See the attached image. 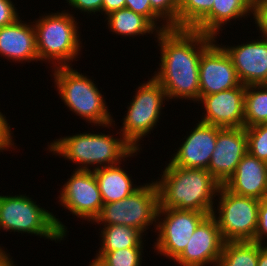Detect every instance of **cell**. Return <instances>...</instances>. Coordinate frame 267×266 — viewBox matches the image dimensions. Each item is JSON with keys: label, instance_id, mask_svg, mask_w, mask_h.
<instances>
[{"label": "cell", "instance_id": "f1b7e54d", "mask_svg": "<svg viewBox=\"0 0 267 266\" xmlns=\"http://www.w3.org/2000/svg\"><path fill=\"white\" fill-rule=\"evenodd\" d=\"M125 8L146 17L159 31L171 28L152 8L150 0H125ZM162 22V23H161Z\"/></svg>", "mask_w": 267, "mask_h": 266}, {"label": "cell", "instance_id": "7402d4cb", "mask_svg": "<svg viewBox=\"0 0 267 266\" xmlns=\"http://www.w3.org/2000/svg\"><path fill=\"white\" fill-rule=\"evenodd\" d=\"M104 21L107 23L109 32L125 38L152 34L156 37L159 33V30L146 17L127 8L111 12L105 16Z\"/></svg>", "mask_w": 267, "mask_h": 266}, {"label": "cell", "instance_id": "ab89813d", "mask_svg": "<svg viewBox=\"0 0 267 266\" xmlns=\"http://www.w3.org/2000/svg\"><path fill=\"white\" fill-rule=\"evenodd\" d=\"M89 263L90 264L88 266H104L100 261L95 258L92 261L90 260Z\"/></svg>", "mask_w": 267, "mask_h": 266}, {"label": "cell", "instance_id": "d590c367", "mask_svg": "<svg viewBox=\"0 0 267 266\" xmlns=\"http://www.w3.org/2000/svg\"><path fill=\"white\" fill-rule=\"evenodd\" d=\"M125 0H103L102 3V15L107 16L113 11L125 8Z\"/></svg>", "mask_w": 267, "mask_h": 266}, {"label": "cell", "instance_id": "d6986e66", "mask_svg": "<svg viewBox=\"0 0 267 266\" xmlns=\"http://www.w3.org/2000/svg\"><path fill=\"white\" fill-rule=\"evenodd\" d=\"M223 186L234 194L262 200L267 196V163L247 152Z\"/></svg>", "mask_w": 267, "mask_h": 266}, {"label": "cell", "instance_id": "8992f818", "mask_svg": "<svg viewBox=\"0 0 267 266\" xmlns=\"http://www.w3.org/2000/svg\"><path fill=\"white\" fill-rule=\"evenodd\" d=\"M56 215L37 204L29 194L0 195V231L30 234L61 243L69 231Z\"/></svg>", "mask_w": 267, "mask_h": 266}, {"label": "cell", "instance_id": "d6a6232c", "mask_svg": "<svg viewBox=\"0 0 267 266\" xmlns=\"http://www.w3.org/2000/svg\"><path fill=\"white\" fill-rule=\"evenodd\" d=\"M267 196L260 200L255 242L267 244Z\"/></svg>", "mask_w": 267, "mask_h": 266}, {"label": "cell", "instance_id": "1f68e13d", "mask_svg": "<svg viewBox=\"0 0 267 266\" xmlns=\"http://www.w3.org/2000/svg\"><path fill=\"white\" fill-rule=\"evenodd\" d=\"M71 10H76L80 12V14L84 13V15L89 14L91 18L93 14H97L99 12L102 14V3L103 0H65ZM86 13V14H85Z\"/></svg>", "mask_w": 267, "mask_h": 266}, {"label": "cell", "instance_id": "ac0fdd59", "mask_svg": "<svg viewBox=\"0 0 267 266\" xmlns=\"http://www.w3.org/2000/svg\"><path fill=\"white\" fill-rule=\"evenodd\" d=\"M18 18L10 25L0 28V57L14 63L38 62L36 32L33 22Z\"/></svg>", "mask_w": 267, "mask_h": 266}, {"label": "cell", "instance_id": "e0dca14e", "mask_svg": "<svg viewBox=\"0 0 267 266\" xmlns=\"http://www.w3.org/2000/svg\"><path fill=\"white\" fill-rule=\"evenodd\" d=\"M197 121L194 128L191 127L192 130L189 133L186 132L187 136L183 137L180 147L178 145L176 152L172 154L173 156L171 155L169 162L172 165L184 168L208 169L215 149L218 127Z\"/></svg>", "mask_w": 267, "mask_h": 266}, {"label": "cell", "instance_id": "2e32d148", "mask_svg": "<svg viewBox=\"0 0 267 266\" xmlns=\"http://www.w3.org/2000/svg\"><path fill=\"white\" fill-rule=\"evenodd\" d=\"M248 152L245 127H218L215 149L207 171L223 185L234 173L242 157Z\"/></svg>", "mask_w": 267, "mask_h": 266}, {"label": "cell", "instance_id": "30bf717a", "mask_svg": "<svg viewBox=\"0 0 267 266\" xmlns=\"http://www.w3.org/2000/svg\"><path fill=\"white\" fill-rule=\"evenodd\" d=\"M209 214L194 210L159 209L154 252L174 261L185 249L198 225ZM162 217V218H161Z\"/></svg>", "mask_w": 267, "mask_h": 266}, {"label": "cell", "instance_id": "4fadbf2b", "mask_svg": "<svg viewBox=\"0 0 267 266\" xmlns=\"http://www.w3.org/2000/svg\"><path fill=\"white\" fill-rule=\"evenodd\" d=\"M224 243L216 219L208 215L198 225L185 249L173 262L178 266H216Z\"/></svg>", "mask_w": 267, "mask_h": 266}, {"label": "cell", "instance_id": "6da1fadb", "mask_svg": "<svg viewBox=\"0 0 267 266\" xmlns=\"http://www.w3.org/2000/svg\"><path fill=\"white\" fill-rule=\"evenodd\" d=\"M157 40H156V39ZM154 38L160 50L159 67L152 74L166 92L168 102L199 101V63L216 40L194 29L168 28Z\"/></svg>", "mask_w": 267, "mask_h": 266}, {"label": "cell", "instance_id": "f35d334b", "mask_svg": "<svg viewBox=\"0 0 267 266\" xmlns=\"http://www.w3.org/2000/svg\"><path fill=\"white\" fill-rule=\"evenodd\" d=\"M267 0H251V9L254 12L260 6H266Z\"/></svg>", "mask_w": 267, "mask_h": 266}, {"label": "cell", "instance_id": "d4e9b609", "mask_svg": "<svg viewBox=\"0 0 267 266\" xmlns=\"http://www.w3.org/2000/svg\"><path fill=\"white\" fill-rule=\"evenodd\" d=\"M267 123V84L248 85L245 92L244 127Z\"/></svg>", "mask_w": 267, "mask_h": 266}, {"label": "cell", "instance_id": "cb8c5ba5", "mask_svg": "<svg viewBox=\"0 0 267 266\" xmlns=\"http://www.w3.org/2000/svg\"><path fill=\"white\" fill-rule=\"evenodd\" d=\"M258 259V242H225L216 266H257Z\"/></svg>", "mask_w": 267, "mask_h": 266}, {"label": "cell", "instance_id": "83f0119b", "mask_svg": "<svg viewBox=\"0 0 267 266\" xmlns=\"http://www.w3.org/2000/svg\"><path fill=\"white\" fill-rule=\"evenodd\" d=\"M248 153L267 163V123L245 127Z\"/></svg>", "mask_w": 267, "mask_h": 266}, {"label": "cell", "instance_id": "277c9868", "mask_svg": "<svg viewBox=\"0 0 267 266\" xmlns=\"http://www.w3.org/2000/svg\"><path fill=\"white\" fill-rule=\"evenodd\" d=\"M51 70L50 76L54 78L53 86L64 105L72 111L71 114L75 113L89 125L91 124L92 128L95 126L112 130L111 128L116 125L113 114L110 113L106 99L93 77H89L86 73L82 74L73 66L56 67Z\"/></svg>", "mask_w": 267, "mask_h": 266}, {"label": "cell", "instance_id": "5b68a950", "mask_svg": "<svg viewBox=\"0 0 267 266\" xmlns=\"http://www.w3.org/2000/svg\"><path fill=\"white\" fill-rule=\"evenodd\" d=\"M58 11L43 12L33 20L39 61L52 64V69L72 66V62L79 58L81 49H84L80 37L82 32L79 30L81 27L78 25L80 22L69 9Z\"/></svg>", "mask_w": 267, "mask_h": 266}, {"label": "cell", "instance_id": "836d02e7", "mask_svg": "<svg viewBox=\"0 0 267 266\" xmlns=\"http://www.w3.org/2000/svg\"><path fill=\"white\" fill-rule=\"evenodd\" d=\"M12 0H0V28L15 22L21 13Z\"/></svg>", "mask_w": 267, "mask_h": 266}, {"label": "cell", "instance_id": "603a6c76", "mask_svg": "<svg viewBox=\"0 0 267 266\" xmlns=\"http://www.w3.org/2000/svg\"><path fill=\"white\" fill-rule=\"evenodd\" d=\"M101 228V229H100ZM99 237L102 242L97 252H109L123 248H144L146 239L144 234L130 226L109 225L100 226ZM145 239V240H144Z\"/></svg>", "mask_w": 267, "mask_h": 266}, {"label": "cell", "instance_id": "7a4b0ae2", "mask_svg": "<svg viewBox=\"0 0 267 266\" xmlns=\"http://www.w3.org/2000/svg\"><path fill=\"white\" fill-rule=\"evenodd\" d=\"M166 163L160 177L154 179L159 190V209L194 210L212 215L219 182L205 169Z\"/></svg>", "mask_w": 267, "mask_h": 266}, {"label": "cell", "instance_id": "74e56055", "mask_svg": "<svg viewBox=\"0 0 267 266\" xmlns=\"http://www.w3.org/2000/svg\"><path fill=\"white\" fill-rule=\"evenodd\" d=\"M257 266H267V244H259V259Z\"/></svg>", "mask_w": 267, "mask_h": 266}, {"label": "cell", "instance_id": "9c48e42d", "mask_svg": "<svg viewBox=\"0 0 267 266\" xmlns=\"http://www.w3.org/2000/svg\"><path fill=\"white\" fill-rule=\"evenodd\" d=\"M215 201L212 216L225 242H255L260 200L234 194L221 185Z\"/></svg>", "mask_w": 267, "mask_h": 266}, {"label": "cell", "instance_id": "8d00e7d4", "mask_svg": "<svg viewBox=\"0 0 267 266\" xmlns=\"http://www.w3.org/2000/svg\"><path fill=\"white\" fill-rule=\"evenodd\" d=\"M3 249L0 252V266H17L15 265L14 258L11 257V254Z\"/></svg>", "mask_w": 267, "mask_h": 266}, {"label": "cell", "instance_id": "484cf974", "mask_svg": "<svg viewBox=\"0 0 267 266\" xmlns=\"http://www.w3.org/2000/svg\"><path fill=\"white\" fill-rule=\"evenodd\" d=\"M214 0H178V29H193L212 9Z\"/></svg>", "mask_w": 267, "mask_h": 266}, {"label": "cell", "instance_id": "e575fe53", "mask_svg": "<svg viewBox=\"0 0 267 266\" xmlns=\"http://www.w3.org/2000/svg\"><path fill=\"white\" fill-rule=\"evenodd\" d=\"M255 22V28L258 30V35L267 39V5L258 7L252 15Z\"/></svg>", "mask_w": 267, "mask_h": 266}, {"label": "cell", "instance_id": "f546056e", "mask_svg": "<svg viewBox=\"0 0 267 266\" xmlns=\"http://www.w3.org/2000/svg\"><path fill=\"white\" fill-rule=\"evenodd\" d=\"M151 8L172 28H178V0H150Z\"/></svg>", "mask_w": 267, "mask_h": 266}, {"label": "cell", "instance_id": "ba28073f", "mask_svg": "<svg viewBox=\"0 0 267 266\" xmlns=\"http://www.w3.org/2000/svg\"><path fill=\"white\" fill-rule=\"evenodd\" d=\"M159 207V190L152 179L150 183H142L127 198L103 204L100 214L92 224L126 225L140 230L146 236L147 230L152 226L156 230Z\"/></svg>", "mask_w": 267, "mask_h": 266}, {"label": "cell", "instance_id": "7c38bea8", "mask_svg": "<svg viewBox=\"0 0 267 266\" xmlns=\"http://www.w3.org/2000/svg\"><path fill=\"white\" fill-rule=\"evenodd\" d=\"M215 40L201 55L199 63V99L240 86L233 62Z\"/></svg>", "mask_w": 267, "mask_h": 266}, {"label": "cell", "instance_id": "9a60e30c", "mask_svg": "<svg viewBox=\"0 0 267 266\" xmlns=\"http://www.w3.org/2000/svg\"><path fill=\"white\" fill-rule=\"evenodd\" d=\"M257 39H246L237 45L221 46L230 56L241 84H267V39L260 36ZM261 38V39H260Z\"/></svg>", "mask_w": 267, "mask_h": 266}, {"label": "cell", "instance_id": "ffe728a7", "mask_svg": "<svg viewBox=\"0 0 267 266\" xmlns=\"http://www.w3.org/2000/svg\"><path fill=\"white\" fill-rule=\"evenodd\" d=\"M252 15L251 0H214L211 11L193 29L218 39L226 24L252 20Z\"/></svg>", "mask_w": 267, "mask_h": 266}, {"label": "cell", "instance_id": "44dd1931", "mask_svg": "<svg viewBox=\"0 0 267 266\" xmlns=\"http://www.w3.org/2000/svg\"><path fill=\"white\" fill-rule=\"evenodd\" d=\"M127 160L126 158L117 165L100 167L93 170L104 204L127 198L141 186L137 185V182L134 184L132 174L124 169L125 167H123L124 164L122 163Z\"/></svg>", "mask_w": 267, "mask_h": 266}, {"label": "cell", "instance_id": "52a82bcc", "mask_svg": "<svg viewBox=\"0 0 267 266\" xmlns=\"http://www.w3.org/2000/svg\"><path fill=\"white\" fill-rule=\"evenodd\" d=\"M137 87L119 129L126 141L135 149L142 150L143 138L157 128L162 110L168 102L166 92L161 84L151 75ZM158 122V123H157ZM146 136V137H145Z\"/></svg>", "mask_w": 267, "mask_h": 266}, {"label": "cell", "instance_id": "60d3db41", "mask_svg": "<svg viewBox=\"0 0 267 266\" xmlns=\"http://www.w3.org/2000/svg\"><path fill=\"white\" fill-rule=\"evenodd\" d=\"M4 248H5L4 246H1V245H0V252H1Z\"/></svg>", "mask_w": 267, "mask_h": 266}, {"label": "cell", "instance_id": "5bb4252c", "mask_svg": "<svg viewBox=\"0 0 267 266\" xmlns=\"http://www.w3.org/2000/svg\"><path fill=\"white\" fill-rule=\"evenodd\" d=\"M246 86L241 84L229 90L202 96L197 104L204 109L200 122L220 128L244 127Z\"/></svg>", "mask_w": 267, "mask_h": 266}, {"label": "cell", "instance_id": "4316f807", "mask_svg": "<svg viewBox=\"0 0 267 266\" xmlns=\"http://www.w3.org/2000/svg\"><path fill=\"white\" fill-rule=\"evenodd\" d=\"M144 248H123L109 252H98L94 258L104 266H142Z\"/></svg>", "mask_w": 267, "mask_h": 266}, {"label": "cell", "instance_id": "3957f363", "mask_svg": "<svg viewBox=\"0 0 267 266\" xmlns=\"http://www.w3.org/2000/svg\"><path fill=\"white\" fill-rule=\"evenodd\" d=\"M106 132L108 133L86 131L60 136L48 142L46 148L48 147L49 153L76 164V170H94L117 165L125 158H133L141 153V150H135L118 130L116 134Z\"/></svg>", "mask_w": 267, "mask_h": 266}, {"label": "cell", "instance_id": "8fae6325", "mask_svg": "<svg viewBox=\"0 0 267 266\" xmlns=\"http://www.w3.org/2000/svg\"><path fill=\"white\" fill-rule=\"evenodd\" d=\"M68 181L61 185L58 203L73 217L92 224L103 207L98 182L93 170H76L71 173ZM67 209V210H66Z\"/></svg>", "mask_w": 267, "mask_h": 266}, {"label": "cell", "instance_id": "4dcf8cb0", "mask_svg": "<svg viewBox=\"0 0 267 266\" xmlns=\"http://www.w3.org/2000/svg\"><path fill=\"white\" fill-rule=\"evenodd\" d=\"M8 117L5 116V114L2 113L0 110V154L3 151H14L16 148L15 142L13 138V131H11L12 127L8 123ZM15 145V146H14ZM12 149V150H11ZM14 149V150H13Z\"/></svg>", "mask_w": 267, "mask_h": 266}]
</instances>
